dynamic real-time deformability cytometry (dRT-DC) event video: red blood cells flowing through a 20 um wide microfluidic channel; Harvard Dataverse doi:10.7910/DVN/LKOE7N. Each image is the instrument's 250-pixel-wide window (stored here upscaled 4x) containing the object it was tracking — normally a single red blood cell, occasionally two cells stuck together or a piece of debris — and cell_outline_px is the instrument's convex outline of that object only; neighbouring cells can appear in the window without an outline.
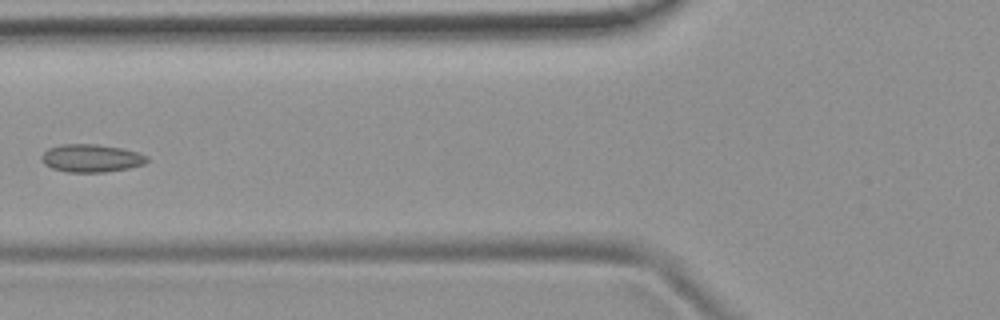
{"species": "common noctule bat (a hibernating species)", "species_latin": "Nyctalus noctula", "temperature_condition": "room temperature", "stored_images_in_passage": 6, "camera_frame_rate_fps": 3000, "um_per_image_px": 0.085, "animal": {"sex": "female", "body_mass_g": 19.9}, "frame": {"image": 1, "passage_image": 4, "time_ms": 5.333, "image_size_px": [1000, 320], "cell_outline_px": [[148, 160], [144, 164], [128, 168], [104, 172], [68, 172], [52, 168], [44, 164], [40, 160], [40, 156], [48, 148], [60, 144], [96, 144], [120, 148], [140, 152], [148, 156]], "centroid_in_image_um": [7.74, 13.44], "position_along_channel_um": 118.1, "area_um2": 17.22}}
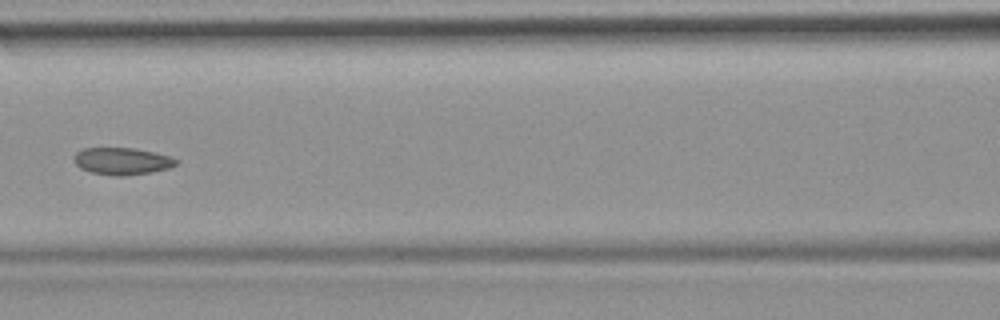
{"frame": {"image": 2, "passage_image": 5, "time_ms": 6.333, "image_size_px": [1000, 320], "cell_outline_px": [[180, 160], [176, 164], [168, 168], [152, 172], [124, 176], [116, 176], [92, 172], [80, 168], [72, 160], [72, 156], [80, 148], [132, 148], [152, 152], [168, 156]], "centroid_in_image_um": [10.32, 13.69], "position_along_channel_um": 156.3, "area_um2": 16.13}}
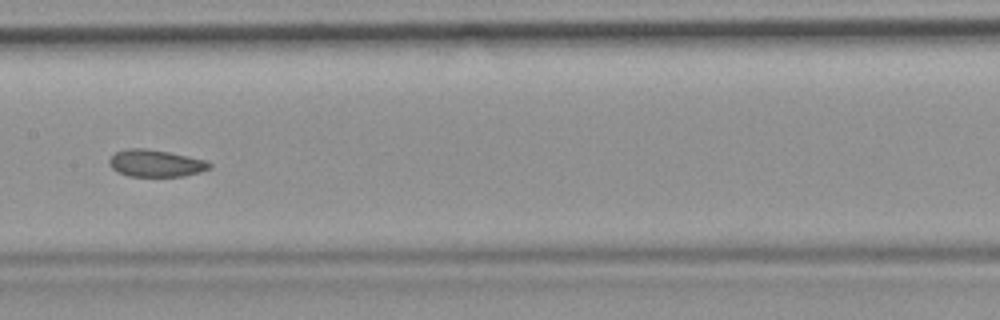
{"frame": {"image": 3, "passage_image": 6, "time_ms": 7.333, "image_size_px": [1000, 320], "cell_outline_px": [[212, 168], [200, 172], [184, 176], [128, 176], [116, 172], [108, 164], [108, 160], [116, 152], [124, 148], [144, 148], [168, 152], [204, 160], [212, 164]], "centroid_in_image_um": [13.2, 13.88], "position_along_channel_um": 194.2, "area_um2": 15.84}}